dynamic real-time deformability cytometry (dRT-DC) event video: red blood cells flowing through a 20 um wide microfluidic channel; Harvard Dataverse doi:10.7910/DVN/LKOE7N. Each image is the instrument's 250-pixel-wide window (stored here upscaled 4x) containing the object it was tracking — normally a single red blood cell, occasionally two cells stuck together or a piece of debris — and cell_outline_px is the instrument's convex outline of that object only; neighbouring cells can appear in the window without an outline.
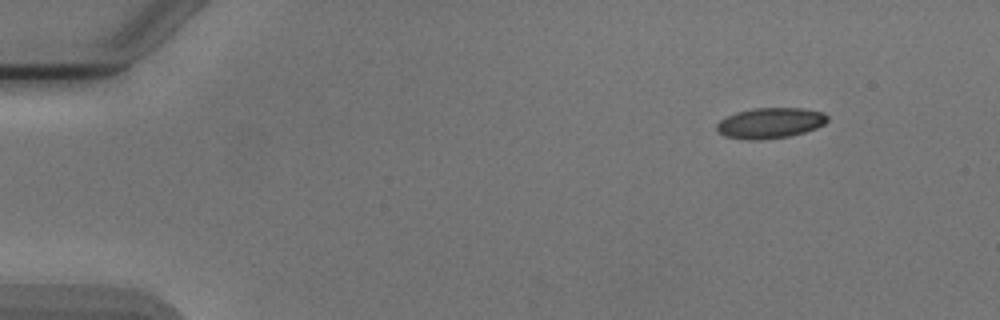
{"species": "Egyptian fruit bat (a non-hibernating species)", "species_latin": "Rousettus aegyptiacus", "temperature_condition": "cold", "stored_images_in_passage": 5, "segment_of_instrument_passage": [2, 2], "camera_frame_rate_fps": 3000, "um_per_image_px": 0.085, "animal": {"sex": "male"}, "frame": {"image": 1, "passage_image": 5, "time_ms": 5.667, "image_size_px": [1000, 320], "cell_outline_px": [[828, 120], [824, 124], [816, 128], [804, 132], [788, 136], [760, 140], [748, 140], [724, 136], [716, 128], [716, 124], [720, 120], [736, 112], [752, 108], [804, 108], [824, 112], [828, 116]], "centroid_in_image_um": [65.47, 10.45], "position_along_channel_um": 19.5, "area_um2": 19.77}}